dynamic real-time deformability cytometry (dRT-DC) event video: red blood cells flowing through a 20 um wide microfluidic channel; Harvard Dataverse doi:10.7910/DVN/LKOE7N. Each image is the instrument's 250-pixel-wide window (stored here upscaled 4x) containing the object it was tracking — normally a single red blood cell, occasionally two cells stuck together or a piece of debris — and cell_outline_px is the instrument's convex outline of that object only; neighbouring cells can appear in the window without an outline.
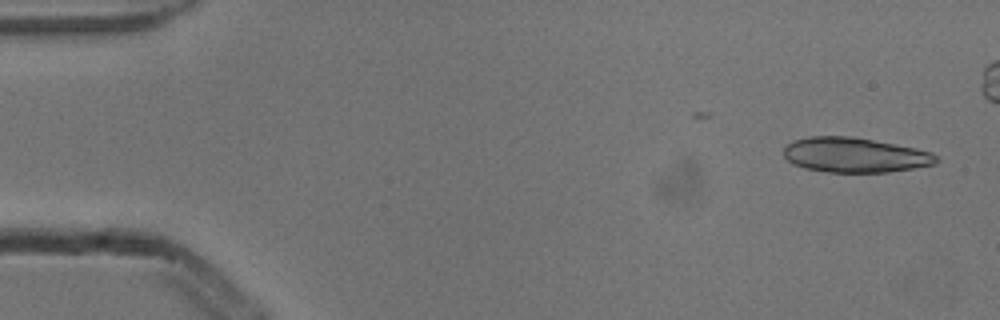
{"species": "common noctule bat (a hibernating species)", "species_latin": "Nyctalus noctula", "temperature_condition": "cold", "stored_images_in_passage": 7, "segment_of_instrument_passage": [1, 3], "camera_frame_rate_fps": 3000, "um_per_image_px": 0.085, "animal": {"sex": "male", "body_mass_g": 13.3}, "frame": {"image": 1, "passage_image": 1, "time_ms": 0.0, "image_size_px": [1000, 320], "cell_outline_px": [[940, 160], [936, 164], [888, 172], [828, 172], [804, 168], [792, 164], [784, 156], [784, 148], [792, 140], [808, 136], [852, 136], [916, 148], [932, 152]], "centroid_in_image_um": [72.65, 13.17], "position_along_channel_um": 12.4, "area_um2": 31.1}}